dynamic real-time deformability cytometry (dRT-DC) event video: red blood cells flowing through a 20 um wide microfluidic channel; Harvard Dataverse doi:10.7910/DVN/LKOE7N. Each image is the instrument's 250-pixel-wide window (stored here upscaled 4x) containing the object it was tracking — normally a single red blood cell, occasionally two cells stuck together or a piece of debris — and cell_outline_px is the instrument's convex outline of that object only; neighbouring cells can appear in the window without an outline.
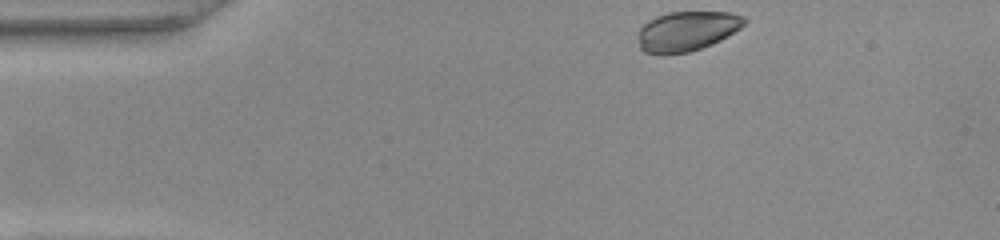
{"species": "common noctule bat (a hibernating species)", "species_latin": "Nyctalus noctula", "temperature_condition": "warm", "stored_images_in_passage": 44, "camera_frame_rate_fps": 3000, "um_per_image_px": 0.085, "animal": {"sex": "female", "body_mass_g": 22.0, "forearm_length_mm": 56.7}, "frame": {"image": 1, "passage_image": 1, "time_ms": 0.0, "image_size_px": [1000, 240], "cell_outline_px": [[748, 20], [740, 28], [728, 36], [712, 44], [688, 52], [644, 52], [640, 48], [640, 28], [648, 20], [656, 16], [668, 12], [732, 12], [744, 16]], "centroid_in_image_um": [58.45, 2.6], "position_along_channel_um": 26.6, "area_um2": 24.16}}
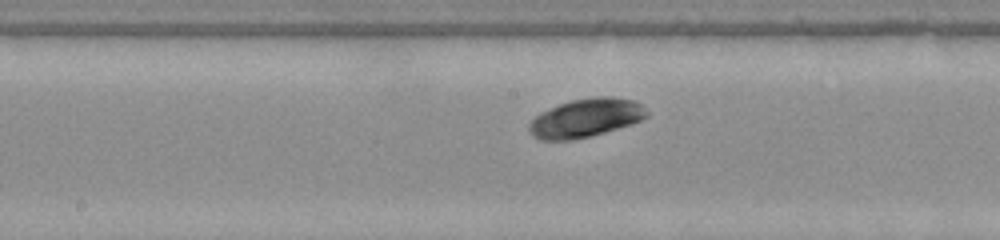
{"frame": {"image": 2, "passage_image": 19, "time_ms": 6.0, "image_size_px": [1000, 240], "cell_outline_px": [[648, 116], [632, 124], [592, 136], [572, 140], [540, 140], [532, 136], [528, 128], [528, 124], [540, 112], [560, 104], [572, 100], [596, 96], [612, 96], [632, 100], [640, 104], [648, 112]], "centroid_in_image_um": [49.78, 10.03], "position_along_channel_um": 198.4, "area_um2": 26.47}}
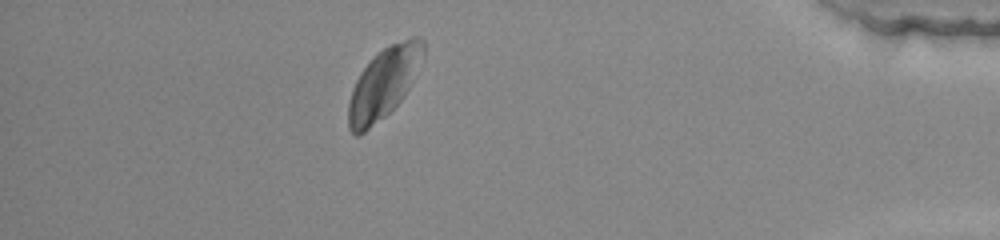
{"frame": {"image": 3, "passage_image": 38, "time_ms": 12.333, "image_size_px": [1000, 240], "cell_outline_px": [[424, 56], [408, 88], [400, 100], [384, 116], [360, 136], [356, 136], [348, 128], [348, 100], [352, 88], [360, 72], [384, 48], [392, 44], [412, 36], [420, 36], [424, 40]], "centroid_in_image_um": [32.6, 7.07], "position_along_channel_um": 402.6, "area_um2": 30.29}, "authors_computed_cell_mechanics": {"area_um2": 26.5013, "velocity_mm_per_s": 3.9474, "shape_relaxation_time_tau1_ms": 0.7401, "shape_relaxation_time_tau2_ms": null, "deformation_change_tau1": 0.0557, "deformation_change_tau2": null}}